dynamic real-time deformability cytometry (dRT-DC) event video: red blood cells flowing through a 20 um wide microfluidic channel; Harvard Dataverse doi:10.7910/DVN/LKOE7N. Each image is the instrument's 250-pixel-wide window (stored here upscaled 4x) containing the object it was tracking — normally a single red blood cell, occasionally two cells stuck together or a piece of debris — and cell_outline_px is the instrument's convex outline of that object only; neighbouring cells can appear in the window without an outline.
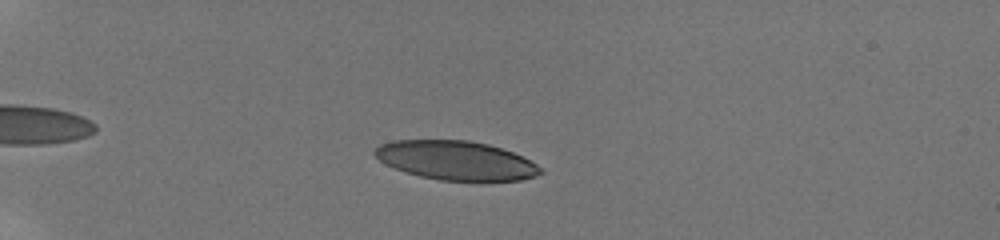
{"species": "human", "species_latin": "Homo sapiens", "temperature_condition": "room temperature", "stored_images_in_passage": 50, "camera_frame_rate_fps": 3000, "um_per_image_px": 0.085, "donor": {"sex": "male"}, "frame": {"image": 1, "passage_image": 11, "time_ms": 3.333, "image_size_px": [1000, 240], "cell_outline_px": [[544, 172], [536, 176], [520, 180], [440, 180], [420, 176], [396, 168], [380, 160], [372, 152], [380, 144], [396, 140], [468, 140], [488, 144], [512, 152], [536, 164]], "centroid_in_image_um": [38.76, 13.63], "position_along_channel_um": 46.2, "area_um2": 37.11}}
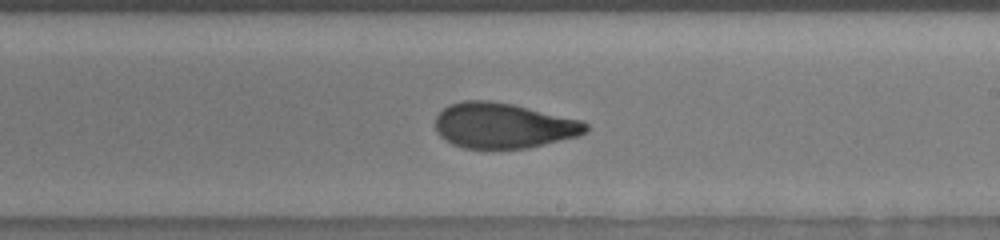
{"frame": {"image": 2, "passage_image": 31, "time_ms": 10.0, "image_size_px": [1000, 240], "cell_outline_px": [[588, 132], [580, 136], [528, 148], [464, 148], [452, 144], [440, 136], [436, 132], [436, 116], [448, 104], [460, 100], [488, 100], [512, 104], [580, 120], [588, 124]], "centroid_in_image_um": [42.78, 10.67], "position_along_channel_um": 246.2, "area_um2": 39.82}}
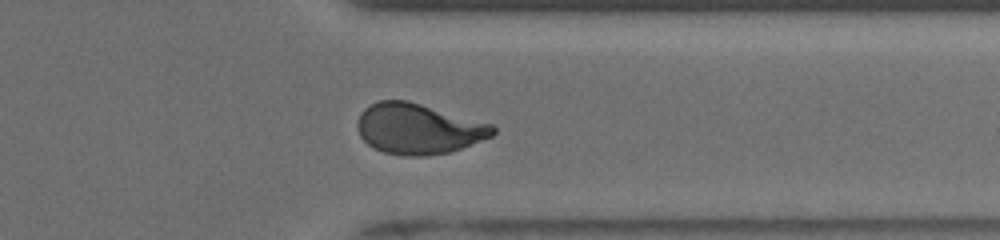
{"frame": {"image": 3, "passage_image": 41, "time_ms": 13.333, "image_size_px": [1000, 240], "cell_outline_px": [[496, 132], [492, 136], [452, 152], [428, 156], [404, 156], [384, 152], [368, 144], [360, 136], [356, 124], [360, 112], [364, 108], [380, 100], [408, 100], [492, 124], [496, 128]], "centroid_in_image_um": [35.56, 10.95], "position_along_channel_um": 375.8, "area_um2": 40.0}, "authors_computed_cell_mechanics": {"area_um2": 39.4485, "velocity_mm_per_s": 3.8879, "shape_relaxation_time_tau1_ms": 6.2692, "shape_relaxation_time_tau2_ms": 1.3172, "deformation_change_tau1": 0.2185, "deformation_change_tau2": 0.077}}